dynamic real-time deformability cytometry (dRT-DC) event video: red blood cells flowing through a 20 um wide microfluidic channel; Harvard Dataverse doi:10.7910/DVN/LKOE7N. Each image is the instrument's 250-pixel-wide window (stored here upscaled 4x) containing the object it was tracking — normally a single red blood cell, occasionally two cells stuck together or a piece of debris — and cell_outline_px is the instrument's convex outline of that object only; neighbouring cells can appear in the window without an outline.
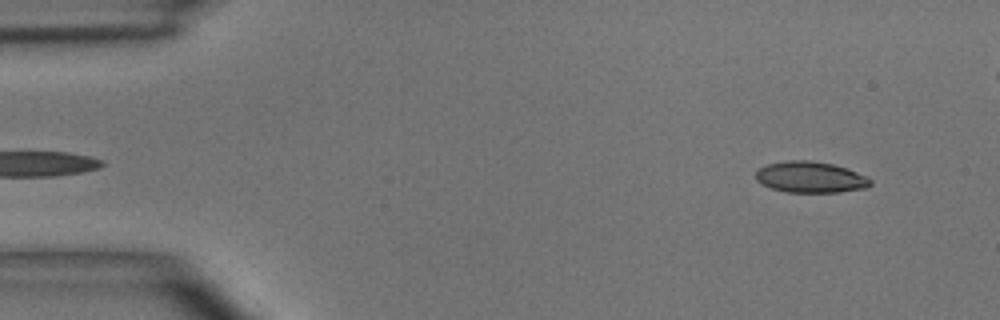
{"species": "common noctule bat (a hibernating species)", "species_latin": "Nyctalus noctula", "temperature_condition": "room temperature", "stored_images_in_passage": 45, "camera_frame_rate_fps": 3000, "um_per_image_px": 0.085, "animal": {"sex": "male", "body_mass_g": 15.6}, "frame": {"image": 1, "passage_image": 3, "time_ms": 0.667, "image_size_px": [1000, 320], "cell_outline_px": [[872, 184], [868, 188], [840, 192], [788, 192], [772, 188], [760, 184], [756, 180], [756, 172], [760, 168], [768, 164], [788, 160], [808, 160], [832, 164], [868, 176], [872, 180]], "centroid_in_image_um": [68.91, 15.07], "position_along_channel_um": 16.1, "area_um2": 20.81}}
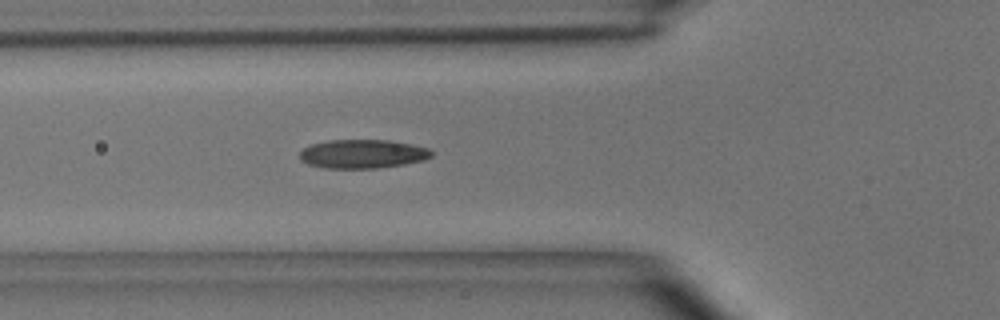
{"frame": {"image": 2, "passage_image": 16, "time_ms": 5.0, "image_size_px": [1000, 320], "cell_outline_px": [[432, 156], [424, 160], [404, 164], [380, 168], [324, 168], [308, 164], [300, 160], [300, 152], [304, 148], [312, 144], [328, 140], [388, 140], [428, 148], [432, 152]], "centroid_in_image_um": [30.8, 13.09], "position_along_channel_um": 95.0, "area_um2": 22.02}}
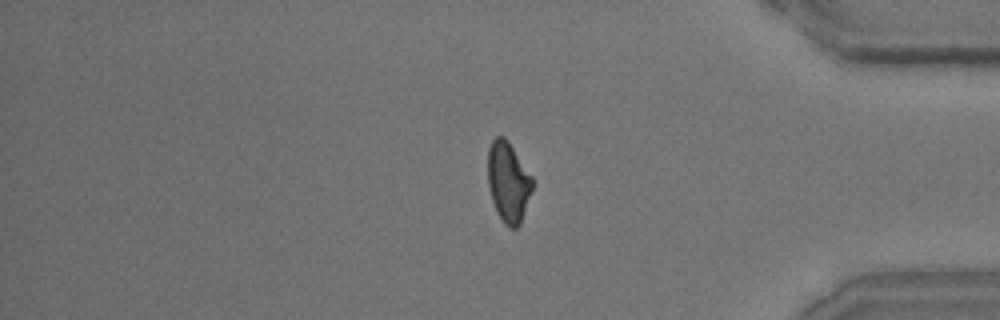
{"frame": {"image": 3, "passage_image": 40, "time_ms": 13.0, "image_size_px": [1000, 320], "cell_outline_px": [[532, 188], [520, 224], [516, 228], [508, 228], [504, 224], [496, 212], [492, 200], [488, 184], [488, 148], [492, 140], [496, 136], [504, 136], [508, 140], [532, 176]], "centroid_in_image_um": [43.18, 15.46], "position_along_channel_um": 392.0, "area_um2": 20.81}, "authors_computed_cell_mechanics": {"area_um2": 21.386, "velocity_mm_per_s": 4.0246, "shape_relaxation_time_tau1_ms": 4.3335, "shape_relaxation_time_tau2_ms": 1.8825, "deformation_change_tau1": 0.1419, "deformation_change_tau2": 0.0771}}